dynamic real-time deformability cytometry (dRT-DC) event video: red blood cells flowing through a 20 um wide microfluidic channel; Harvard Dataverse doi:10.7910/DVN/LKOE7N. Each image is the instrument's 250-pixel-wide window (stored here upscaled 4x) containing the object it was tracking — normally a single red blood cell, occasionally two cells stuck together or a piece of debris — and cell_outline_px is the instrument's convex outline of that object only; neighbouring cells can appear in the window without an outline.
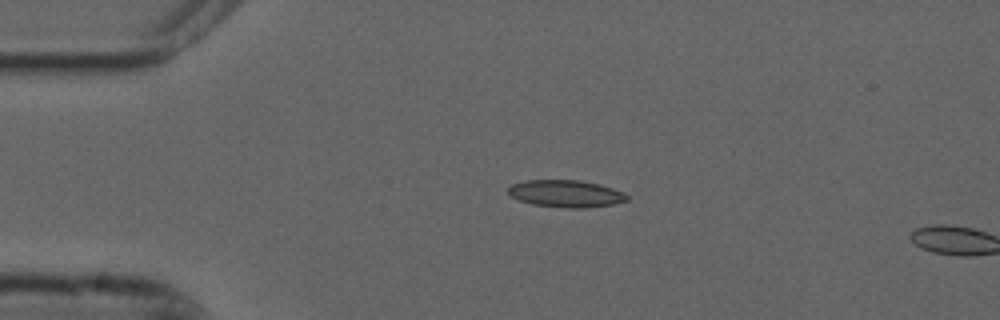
{"species": "common noctule bat (a hibernating species)", "species_latin": "Nyctalus noctula", "temperature_condition": "cold", "stored_images_in_passage": 2, "camera_frame_rate_fps": 3000, "um_per_image_px": 0.085, "animal": {"sex": "male", "forearm_length_mm": 52.5}, "frame": {"image": 1, "passage_image": 1, "time_ms": 0.0, "image_size_px": [1000, 320], "cell_outline_px": [[628, 200], [612, 204], [584, 208], [568, 208], [532, 204], [520, 200], [512, 196], [508, 192], [508, 188], [512, 184], [528, 180], [580, 180], [600, 184], [612, 188], [628, 196]], "centroid_in_image_um": [48.09, 16.45], "position_along_channel_um": 36.9, "area_um2": 18.55}}